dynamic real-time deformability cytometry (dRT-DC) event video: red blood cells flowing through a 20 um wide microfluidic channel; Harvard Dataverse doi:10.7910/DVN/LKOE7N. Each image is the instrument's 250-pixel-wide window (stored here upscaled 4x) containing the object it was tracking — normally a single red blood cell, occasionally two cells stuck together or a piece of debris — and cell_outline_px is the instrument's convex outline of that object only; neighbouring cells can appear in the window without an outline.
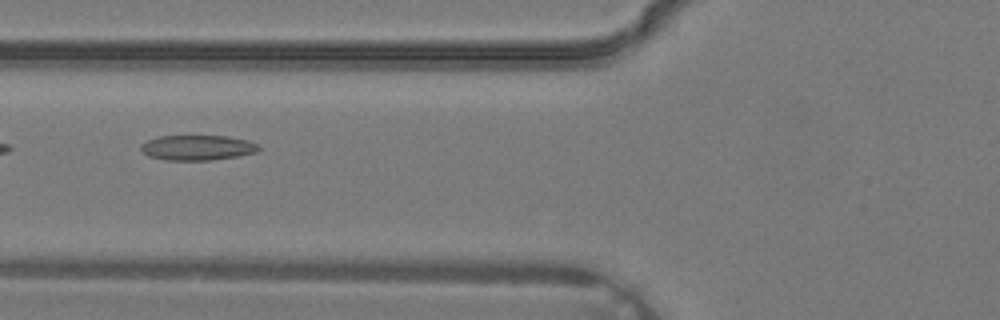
{"species": "common noctule bat (a hibernating species)", "species_latin": "Nyctalus noctula", "temperature_condition": "warm", "stored_images_in_passage": 2, "camera_frame_rate_fps": 3000, "um_per_image_px": 0.085, "animal": {"sex": "male", "body_mass_g": 19.2, "forearm_length_mm": 51.8}, "frame": {"image": 1, "passage_image": 2, "time_ms": 0.333, "image_size_px": [1000, 320], "cell_outline_px": [[260, 148], [256, 152], [236, 156], [212, 160], [164, 160], [148, 156], [140, 148], [140, 144], [156, 136], [228, 136], [248, 140], [260, 144]], "centroid_in_image_um": [16.78, 12.54], "position_along_channel_um": 109.0, "area_um2": 17.34}}